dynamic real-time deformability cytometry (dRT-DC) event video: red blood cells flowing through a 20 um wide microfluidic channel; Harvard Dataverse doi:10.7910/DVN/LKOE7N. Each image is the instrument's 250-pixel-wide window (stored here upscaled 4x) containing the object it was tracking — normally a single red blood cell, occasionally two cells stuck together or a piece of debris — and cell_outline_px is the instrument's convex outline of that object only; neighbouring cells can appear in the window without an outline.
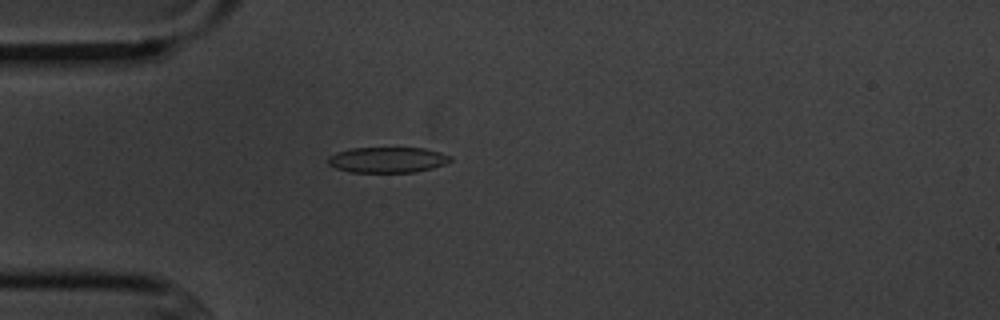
{"species": "common noctule bat (a hibernating species)", "species_latin": "Nyctalus noctula", "temperature_condition": "cold", "stored_images_in_passage": 3, "camera_frame_rate_fps": 3000, "um_per_image_px": 0.085, "animal": {"sex": "male", "body_mass_g": 20.1, "forearm_length_mm": 53.5}, "frame": {"image": 1, "passage_image": 3, "time_ms": 2.333, "image_size_px": [1000, 320], "cell_outline_px": [[452, 160], [444, 164], [432, 168], [416, 172], [348, 172], [336, 168], [328, 164], [328, 156], [336, 152], [352, 148], [424, 148], [440, 152], [452, 156]], "centroid_in_image_um": [32.93, 13.58], "position_along_channel_um": 52.1, "area_um2": 18.32}}